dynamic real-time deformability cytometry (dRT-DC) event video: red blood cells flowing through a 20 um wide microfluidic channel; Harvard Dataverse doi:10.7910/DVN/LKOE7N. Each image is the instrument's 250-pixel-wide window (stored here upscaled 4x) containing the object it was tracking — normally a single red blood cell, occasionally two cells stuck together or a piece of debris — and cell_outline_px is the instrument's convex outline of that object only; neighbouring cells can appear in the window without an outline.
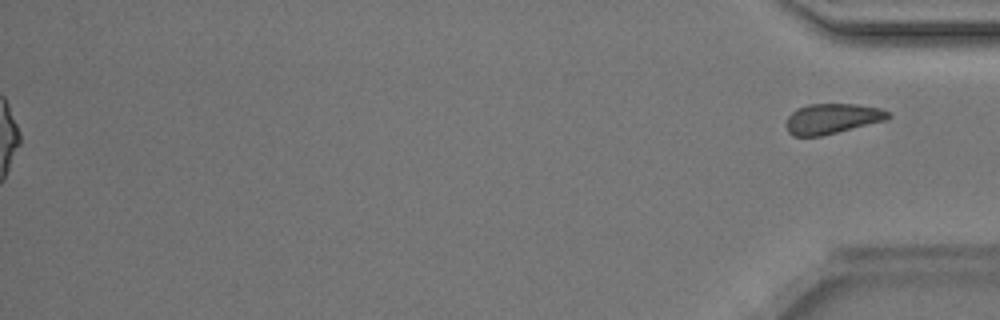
{"species": "Egyptian fruit bat (a non-hibernating species)", "species_latin": "Rousettus aegyptiacus", "temperature_condition": "room temperature", "stored_images_in_passage": 37, "segment_of_instrument_passage": [2, 2], "camera_frame_rate_fps": 3000, "um_per_image_px": 0.085, "animal": {"sex": "male"}, "frame": {"image": 1, "passage_image": 37, "time_ms": 12.0, "image_size_px": [1000, 320], "cell_outline_px": [[892, 116], [888, 120], [820, 136], [792, 136], [788, 132], [784, 124], [788, 116], [796, 108], [808, 104], [856, 104], [880, 108], [892, 112]], "centroid_in_image_um": [70.74, 10.08], "position_along_channel_um": 364.5, "area_um2": 18.26}}